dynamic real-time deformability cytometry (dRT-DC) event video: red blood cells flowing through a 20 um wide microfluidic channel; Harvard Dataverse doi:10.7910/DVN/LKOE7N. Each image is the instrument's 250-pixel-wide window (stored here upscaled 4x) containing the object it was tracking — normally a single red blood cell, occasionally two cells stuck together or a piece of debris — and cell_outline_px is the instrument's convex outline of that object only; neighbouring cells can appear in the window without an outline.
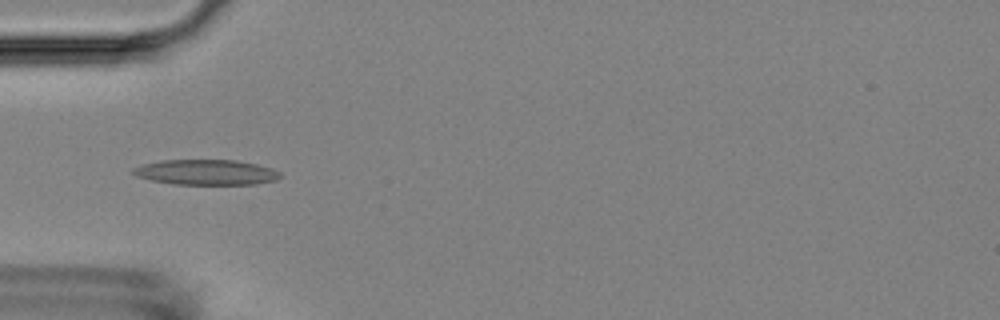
{"species": "Egyptian fruit bat (a non-hibernating species)", "species_latin": "Rousettus aegyptiacus", "temperature_condition": "room temperature", "stored_images_in_passage": 40, "camera_frame_rate_fps": 3000, "um_per_image_px": 0.085, "animal": {"sex": "female"}, "frame": {"image": 1, "passage_image": 2, "time_ms": 0.333, "image_size_px": [1000, 320], "cell_outline_px": [[280, 176], [276, 180], [256, 184], [172, 184], [152, 180], [136, 176], [132, 172], [132, 168], [144, 164], [160, 160], [236, 160], [256, 164], [272, 168], [280, 172]], "centroid_in_image_um": [17.52, 14.64], "position_along_channel_um": 67.5, "area_um2": 21.62}}
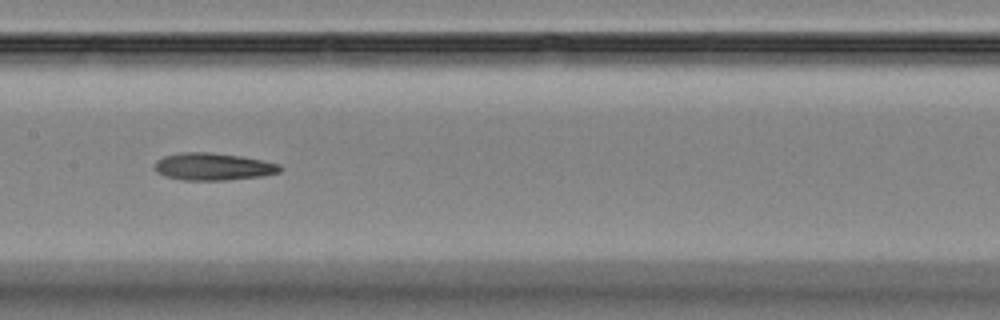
{"frame": {"image": 2, "passage_image": 12, "time_ms": 3.667, "image_size_px": [1000, 320], "cell_outline_px": [[284, 168], [280, 172], [264, 176], [228, 180], [184, 180], [164, 176], [156, 172], [156, 160], [164, 156], [180, 152], [212, 152], [240, 156], [264, 160], [280, 164]], "centroid_in_image_um": [18.16, 14.16], "position_along_channel_um": 189.2, "area_um2": 20.17}}
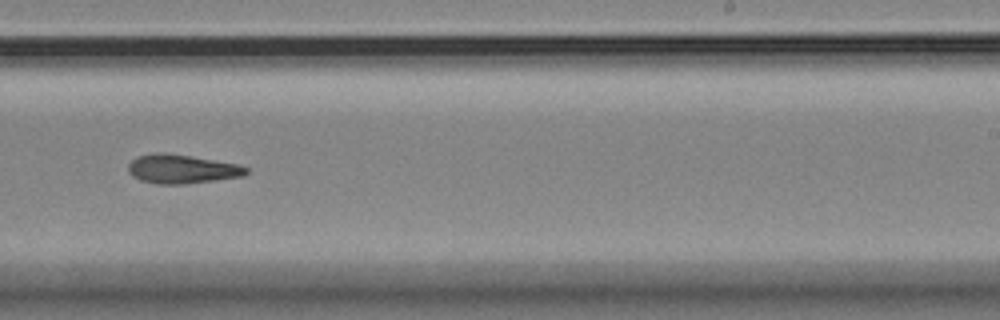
{"frame": {"image": 3, "passage_image": 19, "time_ms": 6.0, "image_size_px": [1000, 320], "cell_outline_px": [[248, 172], [244, 176], [184, 184], [156, 184], [140, 180], [132, 176], [128, 172], [128, 164], [136, 156], [152, 152], [168, 152], [240, 164], [248, 168]], "centroid_in_image_um": [15.43, 14.35], "position_along_channel_um": 273.6, "area_um2": 20.23}}